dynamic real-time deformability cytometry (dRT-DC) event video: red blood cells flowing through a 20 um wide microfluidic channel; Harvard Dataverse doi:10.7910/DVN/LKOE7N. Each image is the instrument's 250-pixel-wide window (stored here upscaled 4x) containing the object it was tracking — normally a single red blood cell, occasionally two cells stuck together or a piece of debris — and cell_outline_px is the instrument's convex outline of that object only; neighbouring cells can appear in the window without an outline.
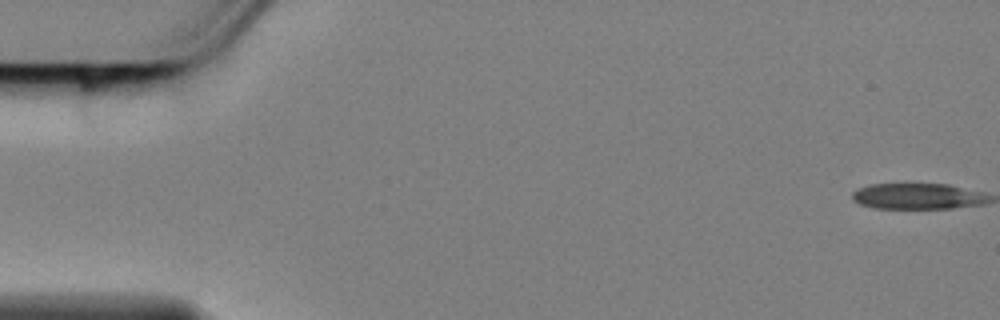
{"species": "Egyptian fruit bat (a non-hibernating species)", "species_latin": "Rousettus aegyptiacus", "temperature_condition": "cold", "stored_images_in_passage": 24, "camera_frame_rate_fps": 3000, "um_per_image_px": 0.085, "animal": {"sex": "female"}, "frame": {"image": 1, "passage_image": 1, "time_ms": 0.0, "image_size_px": [1000, 320], "cell_outline_px": [[116, 84], [100, 132], [92, 128], [80, 116], [76, 108], [76, 84], [80, 76], [116, 76]], "centroid_in_image_um": [8.03, 8.38], "position_along_channel_um": 77.0, "area_um2": 11.73}}
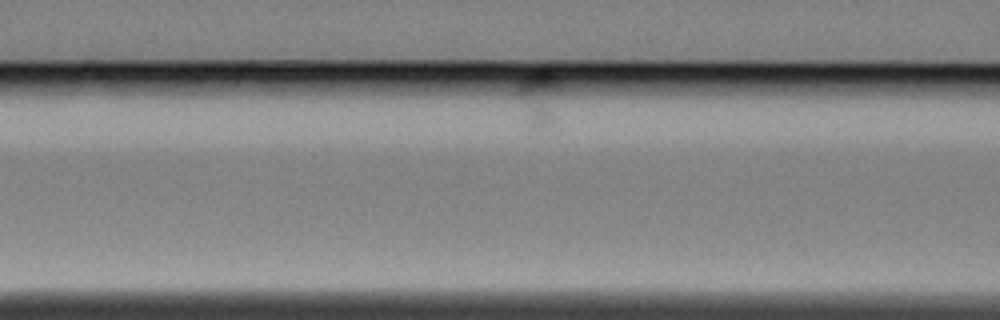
{"frame": {"image": 2, "passage_image": 14, "time_ms": 4.333, "image_size_px": [1000, 320], "cell_outline_px": [[556, 84], [552, 116], [548, 124], [544, 128], [536, 128], [532, 124], [516, 92], [516, 88], [520, 80], [524, 76], [532, 72], [544, 68], [552, 76]], "centroid_in_image_um": [45.7, 8.22], "position_along_channel_um": 120.9, "area_um2": 12.02}}